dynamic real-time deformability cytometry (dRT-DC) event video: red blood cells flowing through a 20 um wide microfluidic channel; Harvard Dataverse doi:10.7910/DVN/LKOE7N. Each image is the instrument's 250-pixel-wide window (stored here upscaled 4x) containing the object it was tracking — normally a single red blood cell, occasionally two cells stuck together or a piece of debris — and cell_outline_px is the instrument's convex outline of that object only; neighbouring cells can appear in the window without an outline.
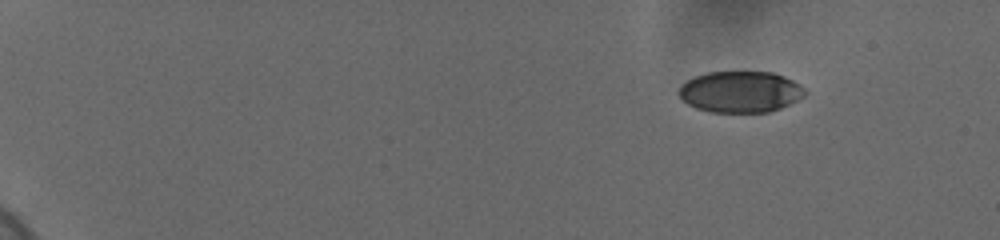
{"species": "human", "species_latin": "Homo sapiens", "temperature_condition": "cold", "stored_images_in_passage": 25, "camera_frame_rate_fps": 3000, "um_per_image_px": 0.085, "donor": {"sex": "female"}, "frame": {"image": 1, "passage_image": 1, "time_ms": 0.0, "image_size_px": [1000, 240], "cell_outline_px": [[808, 92], [804, 96], [780, 108], [768, 112], [708, 112], [696, 108], [688, 104], [680, 96], [680, 84], [696, 76], [708, 72], [772, 72], [784, 76], [800, 84]], "centroid_in_image_um": [62.95, 7.8], "position_along_channel_um": 22.1, "area_um2": 30.23}}
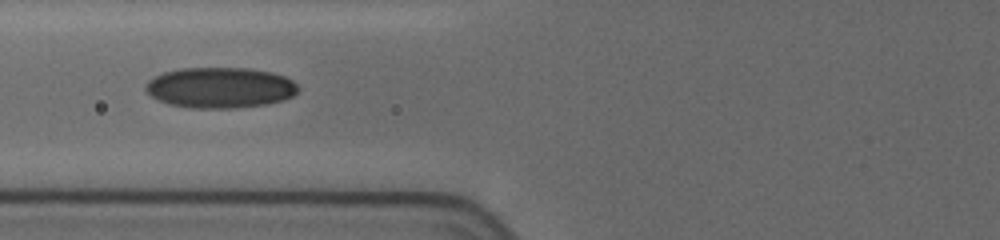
{"frame": {"image": 2, "passage_image": 17, "time_ms": 6.333, "image_size_px": [1000, 240], "cell_outline_px": [[300, 88], [292, 96], [284, 100], [268, 104], [236, 108], [188, 108], [168, 104], [156, 100], [144, 88], [144, 84], [148, 80], [164, 72], [180, 68], [248, 68], [272, 72], [284, 76], [292, 80]], "centroid_in_image_um": [18.7, 7.46], "position_along_channel_um": 107.1, "area_um2": 36.47}}
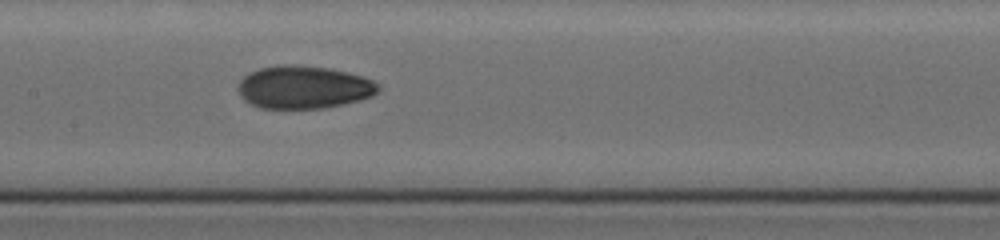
{"frame": {"image": 3, "passage_image": 24, "time_ms": 8.333, "image_size_px": [1000, 240], "cell_outline_px": [[380, 88], [372, 96], [360, 100], [344, 104], [324, 108], [260, 108], [244, 100], [240, 96], [236, 88], [236, 84], [244, 76], [260, 68], [280, 64], [296, 64], [328, 68], [364, 76], [372, 80]], "centroid_in_image_um": [25.78, 7.41], "position_along_channel_um": 181.6, "area_um2": 35.14}}